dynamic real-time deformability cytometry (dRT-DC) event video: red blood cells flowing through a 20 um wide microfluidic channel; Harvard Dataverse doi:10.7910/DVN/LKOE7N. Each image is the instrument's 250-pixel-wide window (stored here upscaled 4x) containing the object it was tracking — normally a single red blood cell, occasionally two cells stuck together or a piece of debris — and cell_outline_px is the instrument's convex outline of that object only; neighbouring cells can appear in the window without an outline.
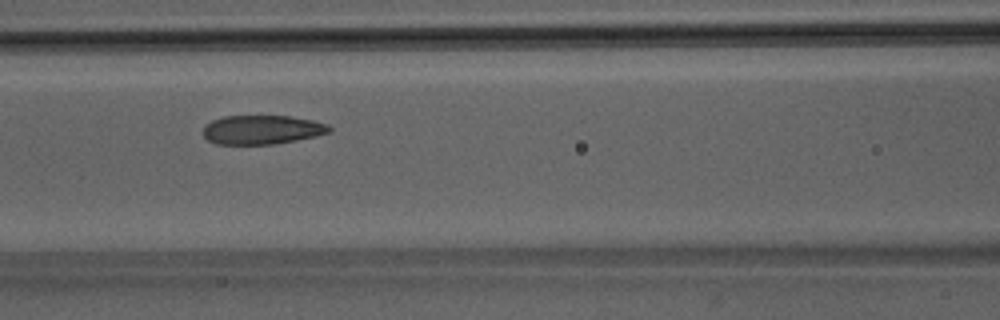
{"species": "Egyptian fruit bat (a non-hibernating species)", "species_latin": "Rousettus aegyptiacus", "temperature_condition": "room temperature", "stored_images_in_passage": 36, "camera_frame_rate_fps": 3000, "um_per_image_px": 0.085, "animal": {"sex": "male"}, "frame": {"image": 1, "passage_image": 16, "time_ms": 5.0, "image_size_px": [1000, 320], "cell_outline_px": [[332, 132], [316, 136], [296, 140], [272, 144], [216, 144], [208, 140], [204, 136], [204, 124], [212, 120], [224, 116], [292, 116], [312, 120], [328, 124], [332, 128]], "centroid_in_image_um": [22.29, 11.02], "position_along_channel_um": 144.3, "area_um2": 21.44}}
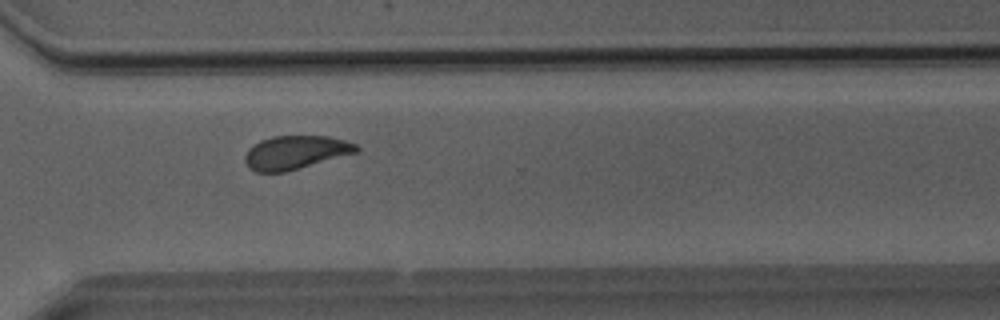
{"frame": {"image": 2, "passage_image": 31, "time_ms": 10.0, "image_size_px": [1000, 320], "cell_outline_px": [[360, 148], [356, 152], [284, 172], [256, 172], [248, 168], [244, 160], [244, 156], [248, 148], [260, 140], [272, 136], [328, 136], [344, 140], [356, 144]], "centroid_in_image_um": [25.06, 12.95], "position_along_channel_um": 345.5, "area_um2": 21.62}}